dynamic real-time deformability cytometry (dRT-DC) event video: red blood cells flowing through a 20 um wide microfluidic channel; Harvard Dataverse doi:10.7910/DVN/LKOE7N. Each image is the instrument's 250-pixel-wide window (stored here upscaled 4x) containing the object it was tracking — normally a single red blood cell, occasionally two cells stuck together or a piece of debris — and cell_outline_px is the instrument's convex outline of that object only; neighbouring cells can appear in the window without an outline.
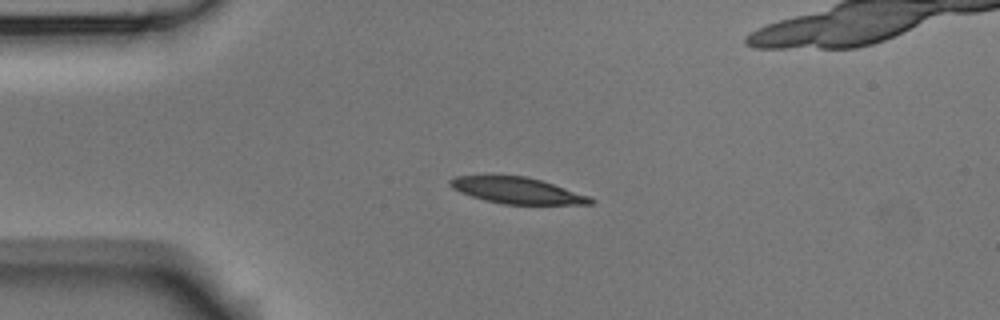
{"species": "Egyptian fruit bat (a non-hibernating species)", "species_latin": "Rousettus aegyptiacus", "temperature_condition": "room temperature", "stored_images_in_passage": 5, "camera_frame_rate_fps": 3000, "um_per_image_px": 0.085, "animal": {"sex": "male"}, "frame": {"image": 1, "passage_image": 3, "time_ms": 0.667, "image_size_px": [1000, 320], "cell_outline_px": [[596, 200], [592, 204], [504, 204], [484, 200], [460, 192], [452, 188], [448, 184], [448, 180], [456, 176], [524, 176], [540, 180], [588, 196]], "centroid_in_image_um": [43.92, 16.2], "position_along_channel_um": 41.1, "area_um2": 21.1}}